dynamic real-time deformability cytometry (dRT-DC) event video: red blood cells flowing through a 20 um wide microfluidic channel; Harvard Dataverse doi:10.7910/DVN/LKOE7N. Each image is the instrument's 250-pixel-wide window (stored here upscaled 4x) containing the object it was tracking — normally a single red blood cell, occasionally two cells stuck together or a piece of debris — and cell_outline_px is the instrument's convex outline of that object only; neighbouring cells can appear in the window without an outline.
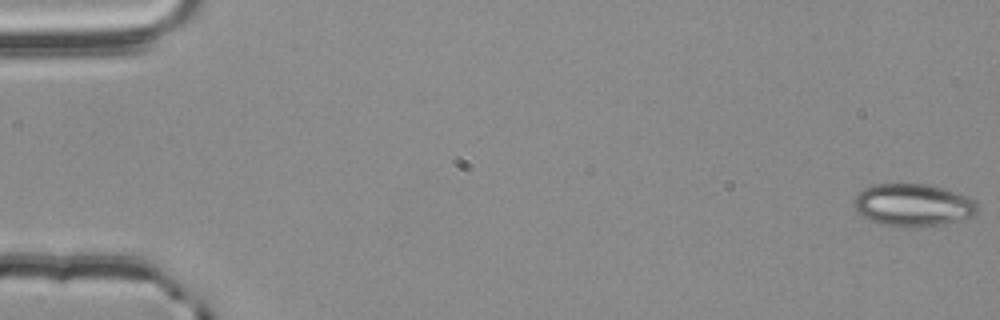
{"species": "common noctule bat (a hibernating species)", "species_latin": "Nyctalus noctula", "temperature_condition": "room temperature", "stored_images_in_passage": 9, "camera_frame_rate_fps": 3000, "um_per_image_px": 0.085, "animal": {"sex": "male", "body_mass_g": 20.4}, "frame": {"image": 1, "passage_image": 1, "time_ms": 0.0, "image_size_px": [1000, 320], "cell_outline_px": [[980, 208], [972, 216], [944, 224], [900, 228], [880, 224], [864, 216], [856, 208], [852, 200], [864, 188], [876, 184], [928, 184], [944, 188], [976, 200]], "centroid_in_image_um": [77.63, 17.43], "position_along_channel_um": 7.4, "area_um2": 30.52}}